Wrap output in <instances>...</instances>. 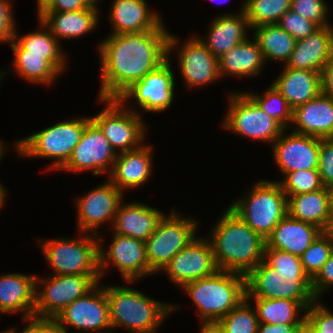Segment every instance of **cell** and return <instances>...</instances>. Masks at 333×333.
<instances>
[{
	"label": "cell",
	"mask_w": 333,
	"mask_h": 333,
	"mask_svg": "<svg viewBox=\"0 0 333 333\" xmlns=\"http://www.w3.org/2000/svg\"><path fill=\"white\" fill-rule=\"evenodd\" d=\"M152 149L150 145L142 144L135 150L117 154L109 181L121 192L147 183L154 169Z\"/></svg>",
	"instance_id": "21"
},
{
	"label": "cell",
	"mask_w": 333,
	"mask_h": 333,
	"mask_svg": "<svg viewBox=\"0 0 333 333\" xmlns=\"http://www.w3.org/2000/svg\"><path fill=\"white\" fill-rule=\"evenodd\" d=\"M8 150V147L5 146V143L0 139V162L2 161V157L4 156L3 154L6 153Z\"/></svg>",
	"instance_id": "55"
},
{
	"label": "cell",
	"mask_w": 333,
	"mask_h": 333,
	"mask_svg": "<svg viewBox=\"0 0 333 333\" xmlns=\"http://www.w3.org/2000/svg\"><path fill=\"white\" fill-rule=\"evenodd\" d=\"M327 189L329 192V196H330V200H331V204H332V208H333V181L327 185Z\"/></svg>",
	"instance_id": "56"
},
{
	"label": "cell",
	"mask_w": 333,
	"mask_h": 333,
	"mask_svg": "<svg viewBox=\"0 0 333 333\" xmlns=\"http://www.w3.org/2000/svg\"><path fill=\"white\" fill-rule=\"evenodd\" d=\"M182 288L196 306L201 322H218L246 298V276L218 270Z\"/></svg>",
	"instance_id": "5"
},
{
	"label": "cell",
	"mask_w": 333,
	"mask_h": 333,
	"mask_svg": "<svg viewBox=\"0 0 333 333\" xmlns=\"http://www.w3.org/2000/svg\"><path fill=\"white\" fill-rule=\"evenodd\" d=\"M288 215L296 220L313 224L323 232L330 230L333 209L327 186L305 194L287 198Z\"/></svg>",
	"instance_id": "29"
},
{
	"label": "cell",
	"mask_w": 333,
	"mask_h": 333,
	"mask_svg": "<svg viewBox=\"0 0 333 333\" xmlns=\"http://www.w3.org/2000/svg\"><path fill=\"white\" fill-rule=\"evenodd\" d=\"M146 0H113L108 15L111 34L142 33L157 29L162 17L152 12Z\"/></svg>",
	"instance_id": "22"
},
{
	"label": "cell",
	"mask_w": 333,
	"mask_h": 333,
	"mask_svg": "<svg viewBox=\"0 0 333 333\" xmlns=\"http://www.w3.org/2000/svg\"><path fill=\"white\" fill-rule=\"evenodd\" d=\"M99 237L83 233L77 238L40 239L54 275H100Z\"/></svg>",
	"instance_id": "8"
},
{
	"label": "cell",
	"mask_w": 333,
	"mask_h": 333,
	"mask_svg": "<svg viewBox=\"0 0 333 333\" xmlns=\"http://www.w3.org/2000/svg\"><path fill=\"white\" fill-rule=\"evenodd\" d=\"M318 172L324 186L333 181V138L321 139Z\"/></svg>",
	"instance_id": "45"
},
{
	"label": "cell",
	"mask_w": 333,
	"mask_h": 333,
	"mask_svg": "<svg viewBox=\"0 0 333 333\" xmlns=\"http://www.w3.org/2000/svg\"><path fill=\"white\" fill-rule=\"evenodd\" d=\"M333 26L320 27L311 35L297 40L287 68L323 71L333 55Z\"/></svg>",
	"instance_id": "23"
},
{
	"label": "cell",
	"mask_w": 333,
	"mask_h": 333,
	"mask_svg": "<svg viewBox=\"0 0 333 333\" xmlns=\"http://www.w3.org/2000/svg\"><path fill=\"white\" fill-rule=\"evenodd\" d=\"M325 0H292L291 10L316 23L319 27L330 26Z\"/></svg>",
	"instance_id": "43"
},
{
	"label": "cell",
	"mask_w": 333,
	"mask_h": 333,
	"mask_svg": "<svg viewBox=\"0 0 333 333\" xmlns=\"http://www.w3.org/2000/svg\"><path fill=\"white\" fill-rule=\"evenodd\" d=\"M285 131L272 144L280 172L285 176L294 171L318 169L321 138Z\"/></svg>",
	"instance_id": "20"
},
{
	"label": "cell",
	"mask_w": 333,
	"mask_h": 333,
	"mask_svg": "<svg viewBox=\"0 0 333 333\" xmlns=\"http://www.w3.org/2000/svg\"><path fill=\"white\" fill-rule=\"evenodd\" d=\"M100 100L107 105L100 113L90 118L117 154L135 150L145 144L143 141L146 139L147 129L139 111L137 113L132 107H127L126 102H120L118 99Z\"/></svg>",
	"instance_id": "9"
},
{
	"label": "cell",
	"mask_w": 333,
	"mask_h": 333,
	"mask_svg": "<svg viewBox=\"0 0 333 333\" xmlns=\"http://www.w3.org/2000/svg\"><path fill=\"white\" fill-rule=\"evenodd\" d=\"M103 0H90L92 4L98 5V3Z\"/></svg>",
	"instance_id": "58"
},
{
	"label": "cell",
	"mask_w": 333,
	"mask_h": 333,
	"mask_svg": "<svg viewBox=\"0 0 333 333\" xmlns=\"http://www.w3.org/2000/svg\"><path fill=\"white\" fill-rule=\"evenodd\" d=\"M112 330L124 327L133 333H155L178 305L151 299L126 286H105Z\"/></svg>",
	"instance_id": "4"
},
{
	"label": "cell",
	"mask_w": 333,
	"mask_h": 333,
	"mask_svg": "<svg viewBox=\"0 0 333 333\" xmlns=\"http://www.w3.org/2000/svg\"><path fill=\"white\" fill-rule=\"evenodd\" d=\"M90 117L56 123L41 131L15 140V150L21 157L54 159L50 169L60 170L69 160L79 143Z\"/></svg>",
	"instance_id": "7"
},
{
	"label": "cell",
	"mask_w": 333,
	"mask_h": 333,
	"mask_svg": "<svg viewBox=\"0 0 333 333\" xmlns=\"http://www.w3.org/2000/svg\"><path fill=\"white\" fill-rule=\"evenodd\" d=\"M333 253V235L322 232L300 256L307 275L313 279Z\"/></svg>",
	"instance_id": "40"
},
{
	"label": "cell",
	"mask_w": 333,
	"mask_h": 333,
	"mask_svg": "<svg viewBox=\"0 0 333 333\" xmlns=\"http://www.w3.org/2000/svg\"><path fill=\"white\" fill-rule=\"evenodd\" d=\"M322 232L317 226L293 219L287 214L266 239V245L301 256Z\"/></svg>",
	"instance_id": "31"
},
{
	"label": "cell",
	"mask_w": 333,
	"mask_h": 333,
	"mask_svg": "<svg viewBox=\"0 0 333 333\" xmlns=\"http://www.w3.org/2000/svg\"><path fill=\"white\" fill-rule=\"evenodd\" d=\"M293 132L321 139L333 138V98L322 92L293 110Z\"/></svg>",
	"instance_id": "24"
},
{
	"label": "cell",
	"mask_w": 333,
	"mask_h": 333,
	"mask_svg": "<svg viewBox=\"0 0 333 333\" xmlns=\"http://www.w3.org/2000/svg\"><path fill=\"white\" fill-rule=\"evenodd\" d=\"M333 209V208H332ZM329 232L333 235V220Z\"/></svg>",
	"instance_id": "60"
},
{
	"label": "cell",
	"mask_w": 333,
	"mask_h": 333,
	"mask_svg": "<svg viewBox=\"0 0 333 333\" xmlns=\"http://www.w3.org/2000/svg\"><path fill=\"white\" fill-rule=\"evenodd\" d=\"M264 62L257 41L247 38L219 58V74L220 77H224L225 74L234 77H255L263 71Z\"/></svg>",
	"instance_id": "32"
},
{
	"label": "cell",
	"mask_w": 333,
	"mask_h": 333,
	"mask_svg": "<svg viewBox=\"0 0 333 333\" xmlns=\"http://www.w3.org/2000/svg\"><path fill=\"white\" fill-rule=\"evenodd\" d=\"M39 21L40 29L31 33L20 35L15 29L14 39L26 50V54L46 55V60L60 73L66 68V56L58 41L49 29ZM43 28V29H42ZM45 29V30H44ZM18 34V35H17Z\"/></svg>",
	"instance_id": "34"
},
{
	"label": "cell",
	"mask_w": 333,
	"mask_h": 333,
	"mask_svg": "<svg viewBox=\"0 0 333 333\" xmlns=\"http://www.w3.org/2000/svg\"><path fill=\"white\" fill-rule=\"evenodd\" d=\"M164 216L160 210L137 201L120 203L112 229L116 234L146 241Z\"/></svg>",
	"instance_id": "25"
},
{
	"label": "cell",
	"mask_w": 333,
	"mask_h": 333,
	"mask_svg": "<svg viewBox=\"0 0 333 333\" xmlns=\"http://www.w3.org/2000/svg\"><path fill=\"white\" fill-rule=\"evenodd\" d=\"M37 1V14H41L52 2L53 0H36Z\"/></svg>",
	"instance_id": "53"
},
{
	"label": "cell",
	"mask_w": 333,
	"mask_h": 333,
	"mask_svg": "<svg viewBox=\"0 0 333 333\" xmlns=\"http://www.w3.org/2000/svg\"><path fill=\"white\" fill-rule=\"evenodd\" d=\"M219 270L212 246L206 238L196 237L180 250L164 267L163 272L178 287L213 275Z\"/></svg>",
	"instance_id": "19"
},
{
	"label": "cell",
	"mask_w": 333,
	"mask_h": 333,
	"mask_svg": "<svg viewBox=\"0 0 333 333\" xmlns=\"http://www.w3.org/2000/svg\"><path fill=\"white\" fill-rule=\"evenodd\" d=\"M5 74H7V72H3V70L0 71V81L2 80L1 78L5 76Z\"/></svg>",
	"instance_id": "59"
},
{
	"label": "cell",
	"mask_w": 333,
	"mask_h": 333,
	"mask_svg": "<svg viewBox=\"0 0 333 333\" xmlns=\"http://www.w3.org/2000/svg\"><path fill=\"white\" fill-rule=\"evenodd\" d=\"M251 304L249 299H243L218 321L223 333H257L259 321Z\"/></svg>",
	"instance_id": "38"
},
{
	"label": "cell",
	"mask_w": 333,
	"mask_h": 333,
	"mask_svg": "<svg viewBox=\"0 0 333 333\" xmlns=\"http://www.w3.org/2000/svg\"><path fill=\"white\" fill-rule=\"evenodd\" d=\"M23 321H29V324L19 333H64L54 321V319L31 317L22 318Z\"/></svg>",
	"instance_id": "48"
},
{
	"label": "cell",
	"mask_w": 333,
	"mask_h": 333,
	"mask_svg": "<svg viewBox=\"0 0 333 333\" xmlns=\"http://www.w3.org/2000/svg\"><path fill=\"white\" fill-rule=\"evenodd\" d=\"M333 286V253L323 265L322 269L312 279V292L316 300L321 299L325 291Z\"/></svg>",
	"instance_id": "47"
},
{
	"label": "cell",
	"mask_w": 333,
	"mask_h": 333,
	"mask_svg": "<svg viewBox=\"0 0 333 333\" xmlns=\"http://www.w3.org/2000/svg\"><path fill=\"white\" fill-rule=\"evenodd\" d=\"M202 326L200 327L199 333H223L222 327L218 322H201Z\"/></svg>",
	"instance_id": "52"
},
{
	"label": "cell",
	"mask_w": 333,
	"mask_h": 333,
	"mask_svg": "<svg viewBox=\"0 0 333 333\" xmlns=\"http://www.w3.org/2000/svg\"><path fill=\"white\" fill-rule=\"evenodd\" d=\"M252 299H254V309L258 321L268 324H305L306 309L314 302L290 299ZM301 313L303 314L299 318Z\"/></svg>",
	"instance_id": "33"
},
{
	"label": "cell",
	"mask_w": 333,
	"mask_h": 333,
	"mask_svg": "<svg viewBox=\"0 0 333 333\" xmlns=\"http://www.w3.org/2000/svg\"><path fill=\"white\" fill-rule=\"evenodd\" d=\"M235 14L227 13V15L216 16L210 24L208 33H206L207 39L198 37L218 59L245 41L247 39L246 30H251L244 13V6Z\"/></svg>",
	"instance_id": "26"
},
{
	"label": "cell",
	"mask_w": 333,
	"mask_h": 333,
	"mask_svg": "<svg viewBox=\"0 0 333 333\" xmlns=\"http://www.w3.org/2000/svg\"><path fill=\"white\" fill-rule=\"evenodd\" d=\"M111 245L106 251L99 239L100 275H105L112 263L126 282H136L144 276L155 274L148 265L144 241L112 233ZM106 269V270H105Z\"/></svg>",
	"instance_id": "14"
},
{
	"label": "cell",
	"mask_w": 333,
	"mask_h": 333,
	"mask_svg": "<svg viewBox=\"0 0 333 333\" xmlns=\"http://www.w3.org/2000/svg\"><path fill=\"white\" fill-rule=\"evenodd\" d=\"M123 201V192L110 181L90 190L76 199L77 227L80 233L101 236L97 232L104 223L113 224L116 212Z\"/></svg>",
	"instance_id": "18"
},
{
	"label": "cell",
	"mask_w": 333,
	"mask_h": 333,
	"mask_svg": "<svg viewBox=\"0 0 333 333\" xmlns=\"http://www.w3.org/2000/svg\"><path fill=\"white\" fill-rule=\"evenodd\" d=\"M322 93L333 98V55L325 64L321 73Z\"/></svg>",
	"instance_id": "51"
},
{
	"label": "cell",
	"mask_w": 333,
	"mask_h": 333,
	"mask_svg": "<svg viewBox=\"0 0 333 333\" xmlns=\"http://www.w3.org/2000/svg\"><path fill=\"white\" fill-rule=\"evenodd\" d=\"M36 275L8 273L0 275V313L23 314L34 317Z\"/></svg>",
	"instance_id": "27"
},
{
	"label": "cell",
	"mask_w": 333,
	"mask_h": 333,
	"mask_svg": "<svg viewBox=\"0 0 333 333\" xmlns=\"http://www.w3.org/2000/svg\"><path fill=\"white\" fill-rule=\"evenodd\" d=\"M277 24L293 36L296 41L311 35L320 28L316 23L305 19L292 10L285 12Z\"/></svg>",
	"instance_id": "44"
},
{
	"label": "cell",
	"mask_w": 333,
	"mask_h": 333,
	"mask_svg": "<svg viewBox=\"0 0 333 333\" xmlns=\"http://www.w3.org/2000/svg\"><path fill=\"white\" fill-rule=\"evenodd\" d=\"M315 300L305 315V333H333V313Z\"/></svg>",
	"instance_id": "42"
},
{
	"label": "cell",
	"mask_w": 333,
	"mask_h": 333,
	"mask_svg": "<svg viewBox=\"0 0 333 333\" xmlns=\"http://www.w3.org/2000/svg\"><path fill=\"white\" fill-rule=\"evenodd\" d=\"M38 277L36 275L34 317L47 319H53L74 300L87 295L102 279L101 275ZM39 284L41 289H38Z\"/></svg>",
	"instance_id": "10"
},
{
	"label": "cell",
	"mask_w": 333,
	"mask_h": 333,
	"mask_svg": "<svg viewBox=\"0 0 333 333\" xmlns=\"http://www.w3.org/2000/svg\"><path fill=\"white\" fill-rule=\"evenodd\" d=\"M248 192L229 207L266 240L288 214L287 196L280 183L271 180H259Z\"/></svg>",
	"instance_id": "6"
},
{
	"label": "cell",
	"mask_w": 333,
	"mask_h": 333,
	"mask_svg": "<svg viewBox=\"0 0 333 333\" xmlns=\"http://www.w3.org/2000/svg\"><path fill=\"white\" fill-rule=\"evenodd\" d=\"M253 38L257 41L264 61L288 62L296 40L278 24H265L252 28Z\"/></svg>",
	"instance_id": "36"
},
{
	"label": "cell",
	"mask_w": 333,
	"mask_h": 333,
	"mask_svg": "<svg viewBox=\"0 0 333 333\" xmlns=\"http://www.w3.org/2000/svg\"><path fill=\"white\" fill-rule=\"evenodd\" d=\"M190 218L177 214L173 209L168 216L164 214L153 234L145 241L148 265L154 273L163 270L196 237L199 225Z\"/></svg>",
	"instance_id": "11"
},
{
	"label": "cell",
	"mask_w": 333,
	"mask_h": 333,
	"mask_svg": "<svg viewBox=\"0 0 333 333\" xmlns=\"http://www.w3.org/2000/svg\"><path fill=\"white\" fill-rule=\"evenodd\" d=\"M257 333H305V324H268L259 322Z\"/></svg>",
	"instance_id": "50"
},
{
	"label": "cell",
	"mask_w": 333,
	"mask_h": 333,
	"mask_svg": "<svg viewBox=\"0 0 333 333\" xmlns=\"http://www.w3.org/2000/svg\"><path fill=\"white\" fill-rule=\"evenodd\" d=\"M170 33L162 23L142 33L109 34L98 46L101 65L99 99H118L134 82L168 60Z\"/></svg>",
	"instance_id": "1"
},
{
	"label": "cell",
	"mask_w": 333,
	"mask_h": 333,
	"mask_svg": "<svg viewBox=\"0 0 333 333\" xmlns=\"http://www.w3.org/2000/svg\"><path fill=\"white\" fill-rule=\"evenodd\" d=\"M10 0H0V42H10L14 38L16 22ZM15 22V23H14Z\"/></svg>",
	"instance_id": "46"
},
{
	"label": "cell",
	"mask_w": 333,
	"mask_h": 333,
	"mask_svg": "<svg viewBox=\"0 0 333 333\" xmlns=\"http://www.w3.org/2000/svg\"><path fill=\"white\" fill-rule=\"evenodd\" d=\"M228 110L221 125L232 133L249 139L271 142L283 133L285 128L262 110L245 92L229 95Z\"/></svg>",
	"instance_id": "12"
},
{
	"label": "cell",
	"mask_w": 333,
	"mask_h": 333,
	"mask_svg": "<svg viewBox=\"0 0 333 333\" xmlns=\"http://www.w3.org/2000/svg\"><path fill=\"white\" fill-rule=\"evenodd\" d=\"M19 331H15L14 328H10L8 330H5L4 332L1 331V333H18Z\"/></svg>",
	"instance_id": "57"
},
{
	"label": "cell",
	"mask_w": 333,
	"mask_h": 333,
	"mask_svg": "<svg viewBox=\"0 0 333 333\" xmlns=\"http://www.w3.org/2000/svg\"><path fill=\"white\" fill-rule=\"evenodd\" d=\"M287 198L291 195L305 194L324 187L318 169L300 170L287 173L278 181Z\"/></svg>",
	"instance_id": "41"
},
{
	"label": "cell",
	"mask_w": 333,
	"mask_h": 333,
	"mask_svg": "<svg viewBox=\"0 0 333 333\" xmlns=\"http://www.w3.org/2000/svg\"><path fill=\"white\" fill-rule=\"evenodd\" d=\"M245 93L270 117L277 120L285 129L291 125L293 109L273 85L268 87L263 95L255 94V92L253 93L252 91H246Z\"/></svg>",
	"instance_id": "39"
},
{
	"label": "cell",
	"mask_w": 333,
	"mask_h": 333,
	"mask_svg": "<svg viewBox=\"0 0 333 333\" xmlns=\"http://www.w3.org/2000/svg\"><path fill=\"white\" fill-rule=\"evenodd\" d=\"M97 6L92 4L88 9L79 11H43L38 15V19L58 41L64 38L75 39L96 29L100 17V10Z\"/></svg>",
	"instance_id": "28"
},
{
	"label": "cell",
	"mask_w": 333,
	"mask_h": 333,
	"mask_svg": "<svg viewBox=\"0 0 333 333\" xmlns=\"http://www.w3.org/2000/svg\"><path fill=\"white\" fill-rule=\"evenodd\" d=\"M117 153L100 128L90 120L67 163L60 169L77 172L91 170L94 176L110 174ZM107 171V172H106Z\"/></svg>",
	"instance_id": "17"
},
{
	"label": "cell",
	"mask_w": 333,
	"mask_h": 333,
	"mask_svg": "<svg viewBox=\"0 0 333 333\" xmlns=\"http://www.w3.org/2000/svg\"><path fill=\"white\" fill-rule=\"evenodd\" d=\"M250 28L277 24L280 17L291 10L292 0H245L242 4Z\"/></svg>",
	"instance_id": "37"
},
{
	"label": "cell",
	"mask_w": 333,
	"mask_h": 333,
	"mask_svg": "<svg viewBox=\"0 0 333 333\" xmlns=\"http://www.w3.org/2000/svg\"><path fill=\"white\" fill-rule=\"evenodd\" d=\"M53 319L64 333H68L69 326L80 330L81 333H112L105 286L101 287L98 284L87 295L74 300Z\"/></svg>",
	"instance_id": "13"
},
{
	"label": "cell",
	"mask_w": 333,
	"mask_h": 333,
	"mask_svg": "<svg viewBox=\"0 0 333 333\" xmlns=\"http://www.w3.org/2000/svg\"><path fill=\"white\" fill-rule=\"evenodd\" d=\"M5 186L0 182V209L1 207L5 204V197H6V192H7V189L4 188Z\"/></svg>",
	"instance_id": "54"
},
{
	"label": "cell",
	"mask_w": 333,
	"mask_h": 333,
	"mask_svg": "<svg viewBox=\"0 0 333 333\" xmlns=\"http://www.w3.org/2000/svg\"><path fill=\"white\" fill-rule=\"evenodd\" d=\"M246 298L315 301L300 256L264 247L263 260L246 276Z\"/></svg>",
	"instance_id": "2"
},
{
	"label": "cell",
	"mask_w": 333,
	"mask_h": 333,
	"mask_svg": "<svg viewBox=\"0 0 333 333\" xmlns=\"http://www.w3.org/2000/svg\"><path fill=\"white\" fill-rule=\"evenodd\" d=\"M92 3L90 0H53L44 11L67 12L88 9Z\"/></svg>",
	"instance_id": "49"
},
{
	"label": "cell",
	"mask_w": 333,
	"mask_h": 333,
	"mask_svg": "<svg viewBox=\"0 0 333 333\" xmlns=\"http://www.w3.org/2000/svg\"><path fill=\"white\" fill-rule=\"evenodd\" d=\"M168 60L156 70L147 73L141 80L134 82L119 97L120 102L135 98L136 106L146 112L156 113L168 110L174 99L175 77Z\"/></svg>",
	"instance_id": "16"
},
{
	"label": "cell",
	"mask_w": 333,
	"mask_h": 333,
	"mask_svg": "<svg viewBox=\"0 0 333 333\" xmlns=\"http://www.w3.org/2000/svg\"><path fill=\"white\" fill-rule=\"evenodd\" d=\"M213 226L207 239L219 270L247 276L263 260L266 240L230 207Z\"/></svg>",
	"instance_id": "3"
},
{
	"label": "cell",
	"mask_w": 333,
	"mask_h": 333,
	"mask_svg": "<svg viewBox=\"0 0 333 333\" xmlns=\"http://www.w3.org/2000/svg\"><path fill=\"white\" fill-rule=\"evenodd\" d=\"M9 43L14 54L12 63L16 74L34 84L54 83L60 73L46 60V55L26 54V50L14 38Z\"/></svg>",
	"instance_id": "35"
},
{
	"label": "cell",
	"mask_w": 333,
	"mask_h": 333,
	"mask_svg": "<svg viewBox=\"0 0 333 333\" xmlns=\"http://www.w3.org/2000/svg\"><path fill=\"white\" fill-rule=\"evenodd\" d=\"M277 78L272 85L288 101L293 110L322 92L321 72L284 66Z\"/></svg>",
	"instance_id": "30"
},
{
	"label": "cell",
	"mask_w": 333,
	"mask_h": 333,
	"mask_svg": "<svg viewBox=\"0 0 333 333\" xmlns=\"http://www.w3.org/2000/svg\"><path fill=\"white\" fill-rule=\"evenodd\" d=\"M177 36L170 33L168 41V55L178 49L179 71L186 82V87L197 88L209 85L219 80V59L200 41L196 35L188 41L177 44ZM180 48V49H179Z\"/></svg>",
	"instance_id": "15"
}]
</instances>
